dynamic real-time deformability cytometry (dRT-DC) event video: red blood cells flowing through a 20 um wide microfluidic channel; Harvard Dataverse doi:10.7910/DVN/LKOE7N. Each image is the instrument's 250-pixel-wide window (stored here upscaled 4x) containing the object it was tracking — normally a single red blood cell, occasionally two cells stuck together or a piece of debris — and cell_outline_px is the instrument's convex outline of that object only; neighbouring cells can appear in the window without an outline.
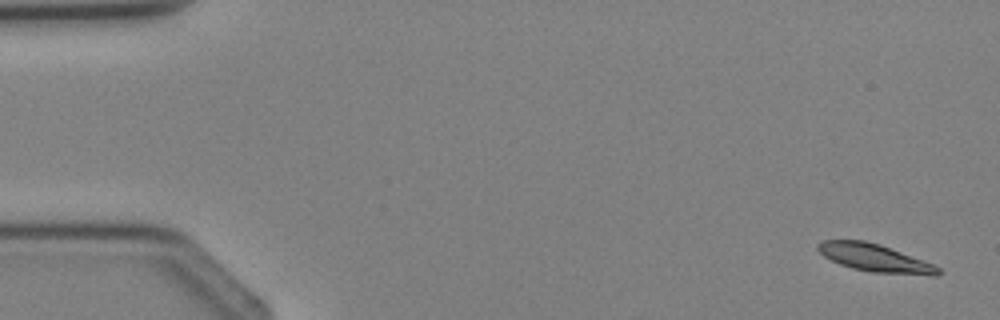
{"species": "Egyptian fruit bat (a non-hibernating species)", "species_latin": "Rousettus aegyptiacus", "temperature_condition": "cold", "stored_images_in_passage": 3, "camera_frame_rate_fps": 3000, "um_per_image_px": 0.085, "animal": {"sex": "female"}, "frame": {"image": 1, "passage_image": 1, "time_ms": 0.0, "image_size_px": [1000, 320], "cell_outline_px": [[940, 272], [936, 276], [932, 276], [872, 272], [852, 268], [840, 264], [824, 256], [816, 248], [816, 244], [824, 240], [864, 240], [880, 244], [932, 264], [940, 268]], "centroid_in_image_um": [74.34, 21.93], "position_along_channel_um": 10.7, "area_um2": 19.25}}
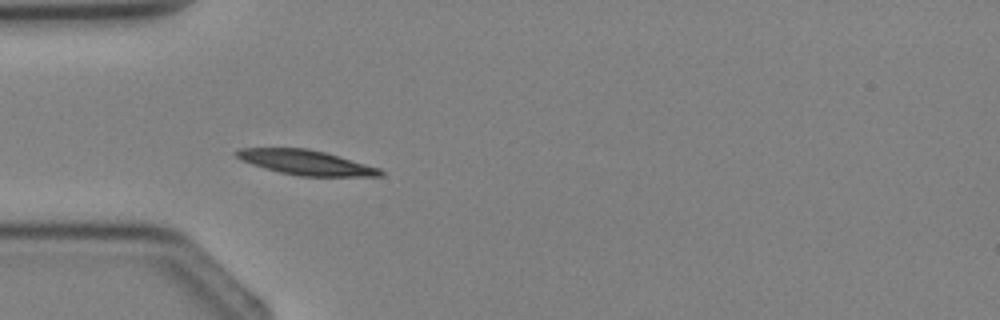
{"frame": {"image": 2, "passage_image": 3, "time_ms": 3.333, "image_size_px": [1000, 320], "cell_outline_px": [[384, 176], [300, 176], [280, 172], [264, 168], [240, 160], [232, 152], [240, 148], [308, 148], [324, 152], [380, 168], [384, 172]], "centroid_in_image_um": [25.97, 13.81], "position_along_channel_um": 59.0, "area_um2": 20.69}}